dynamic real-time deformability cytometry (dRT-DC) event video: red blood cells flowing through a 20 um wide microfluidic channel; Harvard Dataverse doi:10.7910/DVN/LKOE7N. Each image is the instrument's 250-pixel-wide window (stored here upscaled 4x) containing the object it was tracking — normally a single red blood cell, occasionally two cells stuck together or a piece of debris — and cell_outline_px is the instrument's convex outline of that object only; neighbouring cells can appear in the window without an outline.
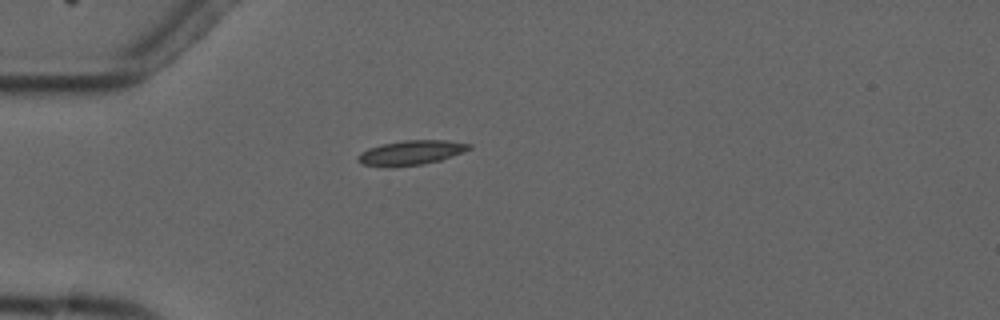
{"species": "common noctule bat (a hibernating species)", "species_latin": "Nyctalus noctula", "temperature_condition": "cold", "stored_images_in_passage": 1, "camera_frame_rate_fps": 3000, "um_per_image_px": 0.085, "animal": {"sex": "male", "forearm_length_mm": 52.5}, "frame": {"image": 1, "passage_image": 1, "time_ms": 0.0, "image_size_px": [1000, 320], "cell_outline_px": [[472, 148], [440, 160], [424, 164], [364, 164], [356, 160], [356, 156], [360, 152], [368, 148], [380, 144], [404, 140], [448, 140], [472, 144]], "centroid_in_image_um": [34.98, 12.92], "position_along_channel_um": 50.0, "area_um2": 15.26}}